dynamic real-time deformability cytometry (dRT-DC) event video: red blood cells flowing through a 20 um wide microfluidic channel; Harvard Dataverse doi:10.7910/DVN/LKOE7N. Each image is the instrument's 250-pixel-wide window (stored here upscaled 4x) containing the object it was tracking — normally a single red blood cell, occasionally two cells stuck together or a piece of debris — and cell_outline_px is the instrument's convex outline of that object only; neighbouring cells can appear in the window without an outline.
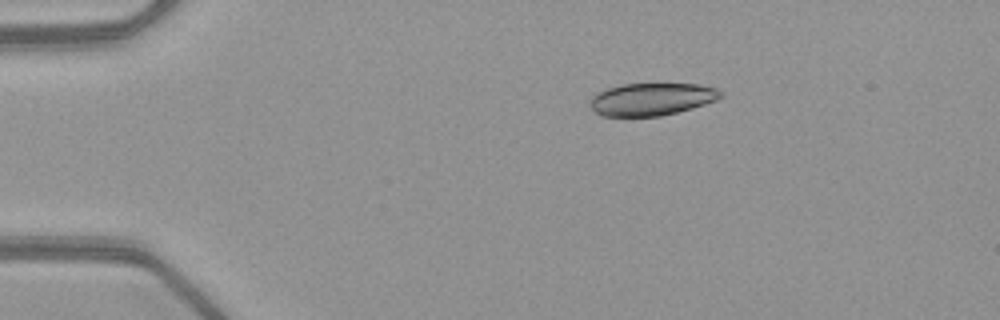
{"species": "common noctule bat (a hibernating species)", "species_latin": "Nyctalus noctula", "temperature_condition": "warm", "stored_images_in_passage": 42, "camera_frame_rate_fps": 3000, "um_per_image_px": 0.085, "animal": {"sex": "female", "body_mass_g": 21.9}, "frame": {"image": 1, "passage_image": 1, "time_ms": 0.0, "image_size_px": [1000, 320], "cell_outline_px": [[724, 96], [716, 100], [692, 108], [660, 116], [600, 116], [588, 104], [588, 100], [596, 92], [608, 88], [624, 84], [700, 84], [716, 88]], "centroid_in_image_um": [55.35, 8.43], "position_along_channel_um": 29.6, "area_um2": 24.74}}
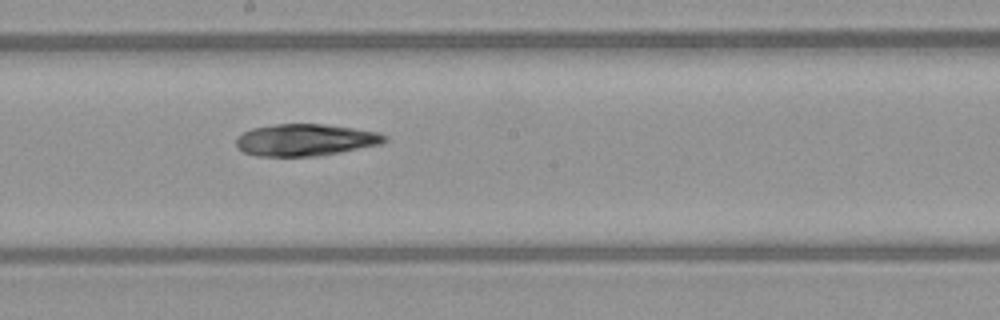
{"frame": {"image": 2, "passage_image": 20, "time_ms": 6.333, "image_size_px": [1000, 320], "cell_outline_px": [[388, 140], [380, 144], [320, 156], [256, 156], [244, 152], [236, 144], [236, 136], [252, 128], [276, 124], [324, 124], [352, 128], [376, 132], [388, 136]], "centroid_in_image_um": [25.95, 11.89], "position_along_channel_um": 222.3, "area_um2": 27.51}}
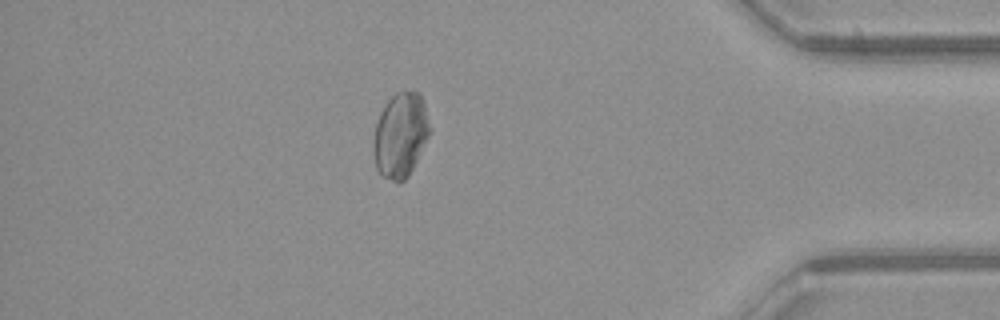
{"frame": {"image": 3, "passage_image": 36, "time_ms": 11.667, "image_size_px": [1000, 320], "cell_outline_px": [[432, 128], [408, 176], [400, 184], [396, 184], [384, 176], [376, 168], [372, 148], [372, 144], [376, 124], [380, 112], [384, 104], [396, 92], [420, 92], [424, 100]], "centroid_in_image_um": [34.04, 11.47], "position_along_channel_um": 401.2, "area_um2": 27.98}, "authors_computed_cell_mechanics": {"area_um2": 28.2642, "velocity_mm_per_s": 4.0454, "shape_relaxation_time_tau1_ms": null, "shape_relaxation_time_tau2_ms": 7.7743, "deformation_change_tau1": null, "deformation_change_tau2": 0.1463}}